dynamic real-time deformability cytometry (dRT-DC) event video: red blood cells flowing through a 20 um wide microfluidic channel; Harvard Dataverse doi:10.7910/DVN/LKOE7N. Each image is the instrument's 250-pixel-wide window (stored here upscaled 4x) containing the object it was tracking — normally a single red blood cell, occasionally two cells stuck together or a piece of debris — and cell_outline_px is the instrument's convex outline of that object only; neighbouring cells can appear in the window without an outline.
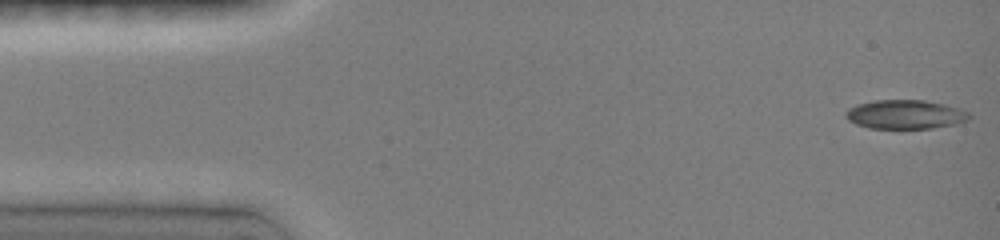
{"species": "common noctule bat (a hibernating species)", "species_latin": "Nyctalus noctula", "temperature_condition": "room temperature", "stored_images_in_passage": 8, "camera_frame_rate_fps": 3000, "um_per_image_px": 0.085, "animal": {"sex": "female", "body_mass_g": 19.0, "forearm_length_mm": 51.5}, "frame": {"image": 1, "passage_image": 1, "time_ms": 0.0, "image_size_px": [1000, 240], "cell_outline_px": [[972, 116], [968, 120], [952, 124], [932, 128], [868, 128], [856, 124], [848, 120], [844, 112], [848, 108], [856, 104], [872, 100], [924, 100], [944, 104], [960, 108], [968, 112]], "centroid_in_image_um": [76.92, 9.71], "position_along_channel_um": 8.1, "area_um2": 20.92}}
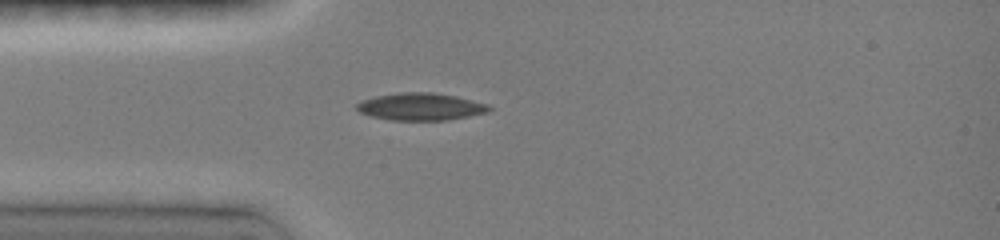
{"frame": {"image": 2, "passage_image": 6, "time_ms": 3.667, "image_size_px": [1000, 240], "cell_outline_px": [[492, 108], [488, 112], [448, 120], [392, 120], [372, 116], [360, 112], [356, 108], [356, 104], [360, 100], [376, 96], [400, 92], [432, 92], [456, 96], [488, 104]], "centroid_in_image_um": [35.75, 9.06], "position_along_channel_um": 49.2, "area_um2": 21.04}}